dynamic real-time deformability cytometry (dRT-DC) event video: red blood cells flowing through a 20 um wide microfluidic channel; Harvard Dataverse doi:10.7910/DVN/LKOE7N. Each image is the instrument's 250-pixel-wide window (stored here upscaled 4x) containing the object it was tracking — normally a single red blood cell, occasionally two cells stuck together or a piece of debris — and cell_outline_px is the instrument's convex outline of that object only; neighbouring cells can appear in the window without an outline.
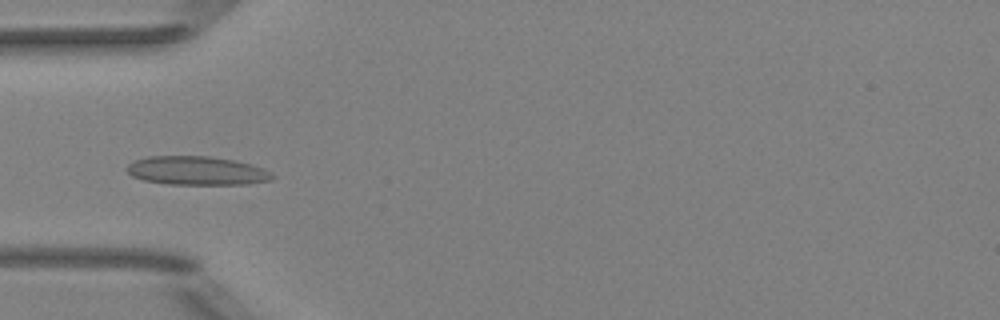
{"species": "Egyptian fruit bat (a non-hibernating species)", "species_latin": "Rousettus aegyptiacus", "temperature_condition": "room temperature", "stored_images_in_passage": 52, "camera_frame_rate_fps": 3000, "um_per_image_px": 0.085, "animal": {"sex": "female"}, "frame": {"image": 1, "passage_image": 17, "time_ms": 5.333, "image_size_px": [1000, 320], "cell_outline_px": [[276, 176], [272, 180], [248, 184], [168, 184], [144, 180], [132, 176], [124, 168], [132, 160], [148, 156], [212, 156], [232, 160], [264, 168], [272, 172]], "centroid_in_image_um": [16.71, 14.5], "position_along_channel_um": 68.3, "area_um2": 24.51}}
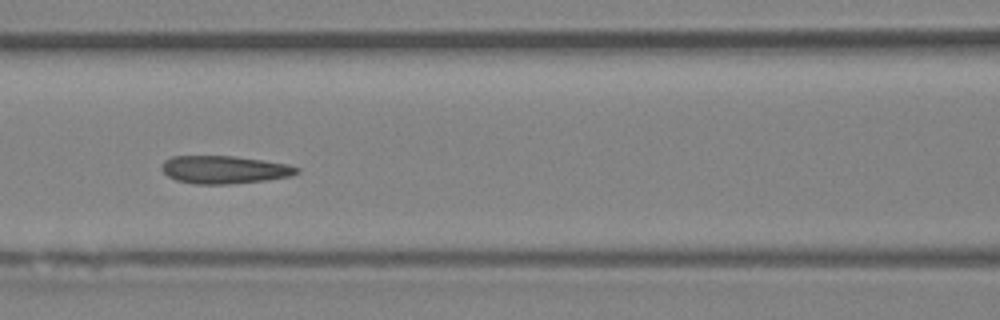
{"frame": {"image": 2, "passage_image": 23, "time_ms": 7.333, "image_size_px": [1000, 320], "cell_outline_px": [[300, 172], [288, 176], [264, 180], [228, 184], [196, 184], [176, 180], [168, 176], [160, 168], [160, 164], [164, 160], [172, 156], [236, 156], [288, 164], [300, 168]], "centroid_in_image_um": [19.03, 14.41], "position_along_channel_um": 147.6, "area_um2": 21.91}}
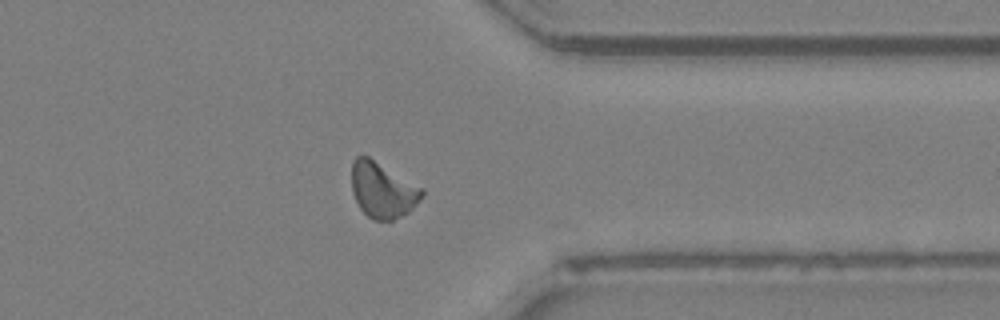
{"frame": {"image": 3, "passage_image": 41, "time_ms": 13.333, "image_size_px": [1000, 320], "cell_outline_px": [[424, 196], [408, 212], [392, 220], [376, 220], [368, 216], [360, 208], [352, 192], [352, 164], [356, 156], [368, 156], [424, 188]], "centroid_in_image_um": [32.54, 16.14], "position_along_channel_um": 378.9, "area_um2": 22.66}, "authors_computed_cell_mechanics": {"area_um2": 21.8773, "velocity_mm_per_s": 3.979, "shape_relaxation_time_tau1_ms": null, "shape_relaxation_time_tau2_ms": 2.1964, "deformation_change_tau1": null, "deformation_change_tau2": 0.1049}}